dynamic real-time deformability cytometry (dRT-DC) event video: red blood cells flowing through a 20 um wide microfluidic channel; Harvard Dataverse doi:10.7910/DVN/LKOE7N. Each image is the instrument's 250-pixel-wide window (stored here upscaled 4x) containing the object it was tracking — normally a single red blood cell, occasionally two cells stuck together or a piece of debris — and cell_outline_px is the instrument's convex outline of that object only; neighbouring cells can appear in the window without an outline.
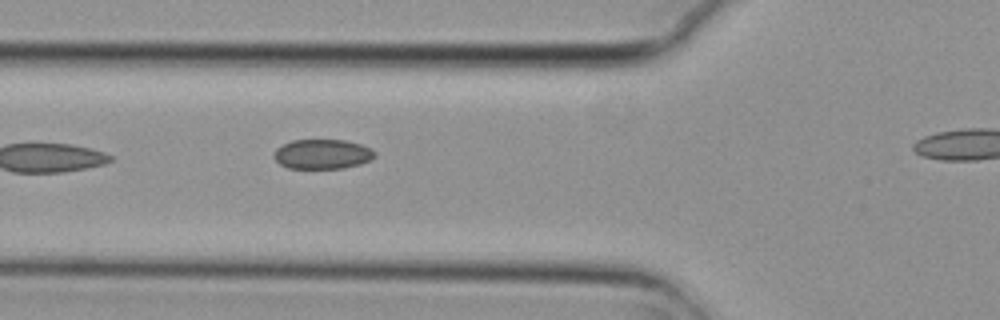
{"species": "common noctule bat (a hibernating species)", "species_latin": "Nyctalus noctula", "temperature_condition": "cold", "stored_images_in_passage": 3, "camera_frame_rate_fps": 3000, "um_per_image_px": 0.085, "animal": {"sex": "female", "body_mass_g": 29.2, "forearm_length_mm": 56.3}, "frame": {"image": 1, "passage_image": 2, "time_ms": 0.333, "image_size_px": [1000, 320], "cell_outline_px": [[376, 156], [360, 164], [344, 168], [288, 168], [280, 164], [272, 156], [276, 148], [292, 140], [344, 140], [360, 144], [376, 152]], "centroid_in_image_um": [27.38, 13.1], "position_along_channel_um": 98.4, "area_um2": 17.34}}